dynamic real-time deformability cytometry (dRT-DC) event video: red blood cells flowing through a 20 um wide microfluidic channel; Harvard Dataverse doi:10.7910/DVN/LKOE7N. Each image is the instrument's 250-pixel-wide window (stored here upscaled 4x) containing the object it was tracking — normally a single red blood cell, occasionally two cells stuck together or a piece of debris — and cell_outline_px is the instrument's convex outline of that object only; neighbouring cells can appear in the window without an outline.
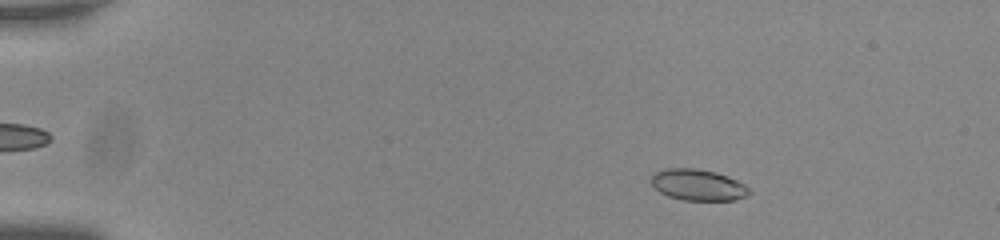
{"species": "common noctule bat (a hibernating species)", "species_latin": "Nyctalus noctula", "temperature_condition": "room temperature", "stored_images_in_passage": 56, "camera_frame_rate_fps": 3000, "um_per_image_px": 0.085, "animal": {"sex": "male", "body_mass_g": 20.0, "forearm_length_mm": 53.3}, "frame": {"image": 1, "passage_image": 9, "time_ms": 2.667, "image_size_px": [1000, 240], "cell_outline_px": [[752, 192], [748, 196], [736, 200], [684, 200], [668, 196], [660, 192], [652, 184], [652, 176], [656, 172], [664, 168], [696, 168], [716, 172], [728, 176], [744, 184]], "centroid_in_image_um": [59.36, 15.72], "position_along_channel_um": 25.6, "area_um2": 17.86}}
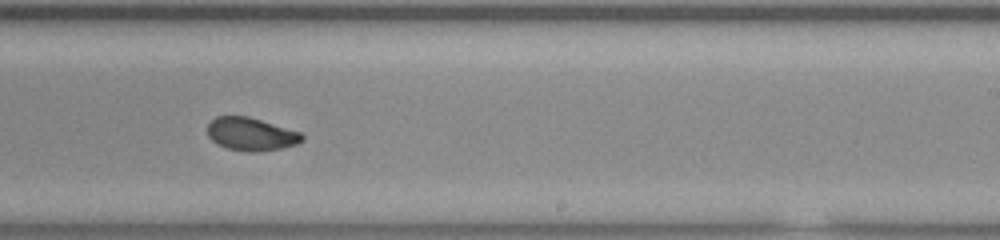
{"frame": {"image": 2, "passage_image": 36, "time_ms": 11.667, "image_size_px": [1000, 240], "cell_outline_px": [[304, 140], [296, 144], [280, 148], [252, 152], [244, 152], [228, 148], [212, 140], [208, 136], [208, 124], [216, 116], [248, 116], [300, 132], [304, 136]], "centroid_in_image_um": [21.34, 11.39], "position_along_channel_um": 267.7, "area_um2": 17.98}}
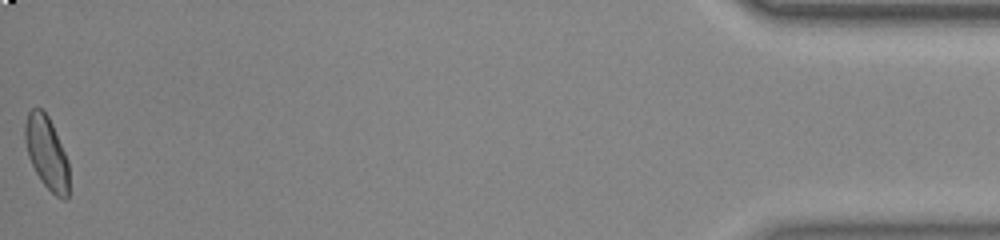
{"frame": {"image": 3, "passage_image": 56, "time_ms": 18.333, "image_size_px": [1000, 240], "cell_outline_px": [[68, 196], [64, 200], [56, 196], [40, 180], [28, 156], [24, 140], [24, 124], [28, 112], [32, 108], [40, 108], [48, 116], [52, 124], [68, 160]], "centroid_in_image_um": [3.94, 12.97], "position_along_channel_um": 431.3, "area_um2": 18.55}, "authors_computed_cell_mechanics": {"area_um2": 18.6405, "velocity_mm_per_s": 3.7481, "shape_relaxation_time_tau1_ms": 4.1093, "shape_relaxation_time_tau2_ms": 0.9157, "deformation_change_tau1": 0.1285, "deformation_change_tau2": 0.0489}}